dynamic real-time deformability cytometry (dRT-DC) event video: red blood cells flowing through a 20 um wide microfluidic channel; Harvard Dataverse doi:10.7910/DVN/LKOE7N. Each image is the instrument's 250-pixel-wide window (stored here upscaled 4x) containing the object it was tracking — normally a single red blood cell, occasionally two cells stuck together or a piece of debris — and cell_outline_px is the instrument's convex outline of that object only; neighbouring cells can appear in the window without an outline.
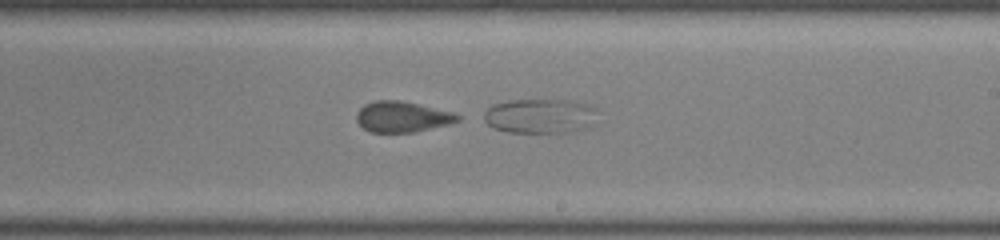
{"species": "common noctule bat (a hibernating species)", "species_latin": "Nyctalus noctula", "temperature_condition": "room temperature", "stored_images_in_passage": 25, "camera_frame_rate_fps": 3000, "um_per_image_px": 0.085, "animal": {"sex": "female", "body_mass_g": 22.0, "forearm_length_mm": 56.7}, "frame": {"image": 1, "passage_image": 15, "time_ms": 4.667, "image_size_px": [1000, 240], "cell_outline_px": [[596, 124], [584, 128], [568, 132], [508, 132], [492, 128], [484, 120], [484, 112], [492, 104], [508, 100], [568, 100], [588, 104], [596, 108]], "centroid_in_image_um": [45.91, 9.85], "position_along_channel_um": 243.1, "area_um2": 23.12}}
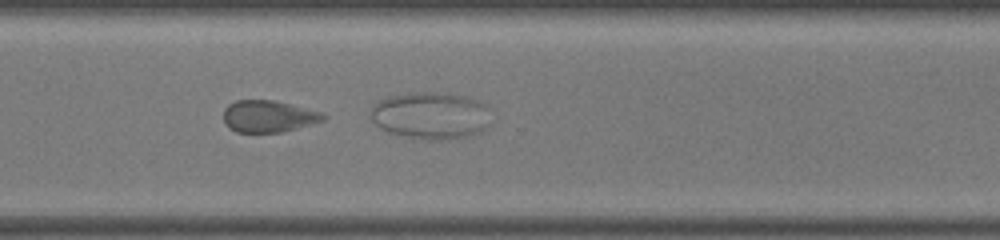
{"frame": {"image": 2, "passage_image": 22, "time_ms": 7.0, "image_size_px": [1000, 240], "cell_outline_px": [[328, 116], [324, 120], [280, 132], [236, 132], [228, 128], [224, 124], [224, 108], [228, 104], [236, 100], [272, 100], [320, 112]], "centroid_in_image_um": [22.75, 9.89], "position_along_channel_um": 347.9, "area_um2": 18.26}}